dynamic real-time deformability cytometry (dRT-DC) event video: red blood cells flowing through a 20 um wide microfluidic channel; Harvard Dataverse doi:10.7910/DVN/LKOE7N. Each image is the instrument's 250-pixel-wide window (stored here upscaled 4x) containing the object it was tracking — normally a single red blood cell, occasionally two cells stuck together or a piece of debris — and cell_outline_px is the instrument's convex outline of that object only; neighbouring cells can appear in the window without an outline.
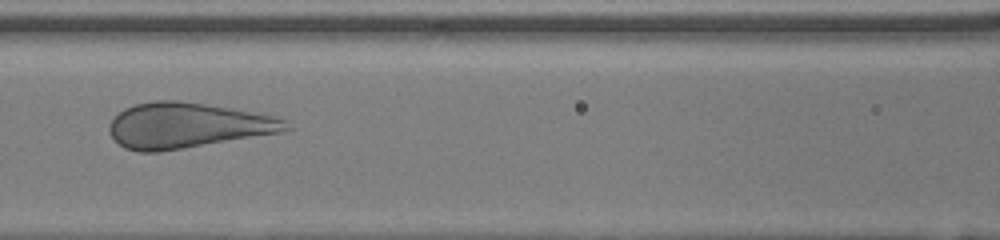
{"species": "human", "species_latin": "Homo sapiens", "temperature_condition": "room temperature", "stored_images_in_passage": 51, "camera_frame_rate_fps": 3000, "um_per_image_px": 0.085, "donor": {"sex": "female"}, "frame": {"image": 1, "passage_image": 25, "time_ms": 8.0, "image_size_px": [1000, 240], "cell_outline_px": [[292, 128], [280, 132], [160, 152], [140, 152], [124, 148], [112, 136], [108, 128], [112, 120], [124, 108], [136, 104], [152, 100], [180, 100], [204, 104], [272, 116], [284, 120]], "centroid_in_image_um": [15.85, 10.66], "position_along_channel_um": 150.7, "area_um2": 46.01}}
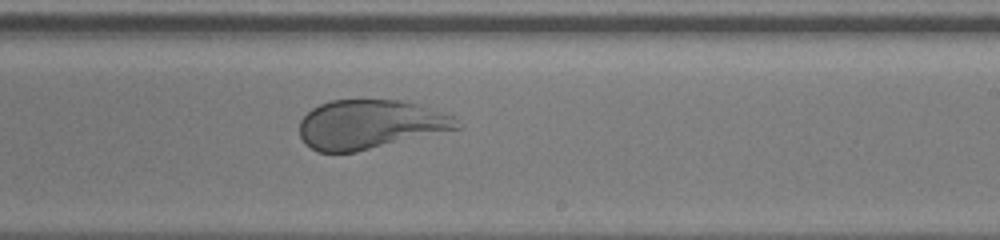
{"frame": {"image": 2, "passage_image": 33, "time_ms": 10.667, "image_size_px": [1000, 240], "cell_outline_px": [[464, 124], [460, 128], [356, 152], [316, 152], [304, 144], [300, 136], [300, 120], [312, 108], [320, 104], [332, 100], [400, 100], [416, 104], [452, 116]], "centroid_in_image_um": [31.42, 10.58], "position_along_channel_um": 257.6, "area_um2": 44.85}}
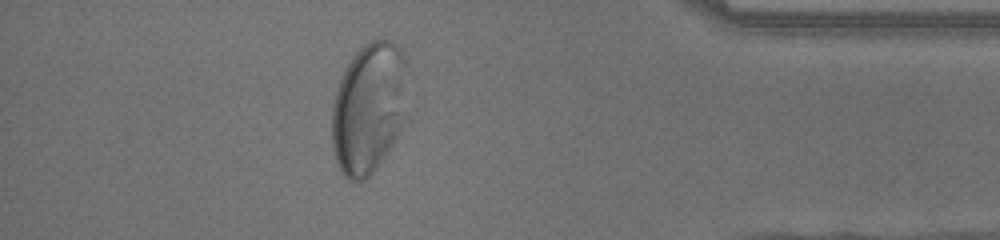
{"frame": {"image": 3, "passage_image": 46, "time_ms": 15.0, "image_size_px": [1000, 240], "cell_outline_px": [[408, 116], [392, 144], [376, 168], [364, 180], [348, 180], [340, 172], [332, 148], [332, 104], [344, 68], [352, 56], [364, 44], [372, 40], [388, 40], [396, 44], [404, 52], [408, 64]], "centroid_in_image_um": [31.39, 9.15], "position_along_channel_um": 403.8, "area_um2": 59.07}}